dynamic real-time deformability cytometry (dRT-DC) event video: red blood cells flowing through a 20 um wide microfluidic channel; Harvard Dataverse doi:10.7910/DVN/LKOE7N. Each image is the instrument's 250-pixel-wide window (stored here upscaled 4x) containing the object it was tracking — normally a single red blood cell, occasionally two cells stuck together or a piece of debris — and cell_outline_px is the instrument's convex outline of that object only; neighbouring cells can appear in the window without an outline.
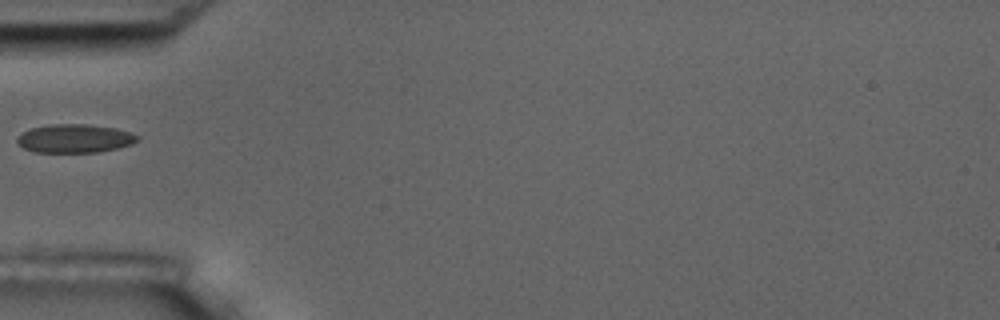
{"species": "common noctule bat (a hibernating species)", "species_latin": "Nyctalus noctula", "temperature_condition": "room temperature", "stored_images_in_passage": 4, "camera_frame_rate_fps": 3000, "um_per_image_px": 0.085, "animal": {"sex": "male", "body_mass_g": 17.5, "forearm_length_mm": 52.3}, "frame": {"image": 1, "passage_image": 3, "time_ms": 2.333, "image_size_px": [1000, 320], "cell_outline_px": [[140, 136], [132, 144], [100, 152], [32, 152], [24, 148], [16, 140], [24, 132], [32, 128], [48, 124], [84, 124], [116, 128]], "centroid_in_image_um": [6.35, 11.77], "position_along_channel_um": 78.6, "area_um2": 19.77}}